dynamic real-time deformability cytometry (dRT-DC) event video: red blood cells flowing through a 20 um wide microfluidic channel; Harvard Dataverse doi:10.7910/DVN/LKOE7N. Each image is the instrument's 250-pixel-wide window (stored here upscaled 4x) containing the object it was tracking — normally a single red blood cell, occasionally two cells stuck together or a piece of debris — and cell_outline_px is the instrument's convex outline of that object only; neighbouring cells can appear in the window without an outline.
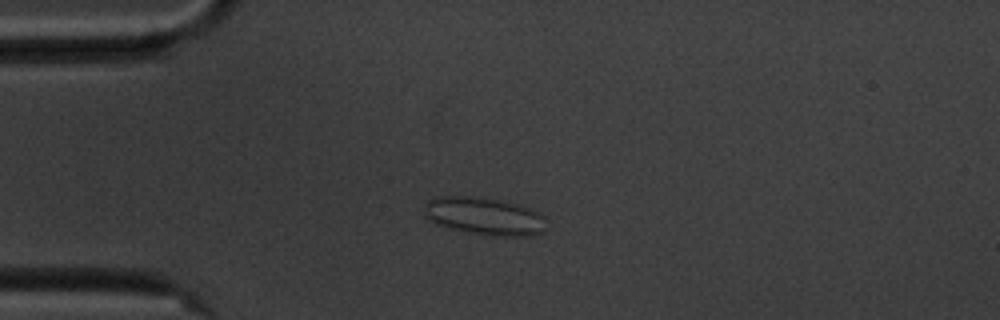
{"species": "common noctule bat (a hibernating species)", "species_latin": "Nyctalus noctula", "temperature_condition": "cold", "stored_images_in_passage": 44, "camera_frame_rate_fps": 3000, "um_per_image_px": 0.085, "animal": {"sex": "male", "body_mass_g": 20.1, "forearm_length_mm": 53.5}, "frame": {"image": 1, "passage_image": 1, "time_ms": 0.0, "image_size_px": [1000, 320], "cell_outline_px": [[544, 232], [528, 236], [496, 236], [468, 232], [448, 228], [436, 224], [428, 220], [424, 216], [424, 204], [428, 200], [436, 196], [472, 196], [504, 200], [520, 204], [540, 212], [544, 216]], "centroid_in_image_um": [41.15, 18.36], "position_along_channel_um": 43.9, "area_um2": 27.28}}
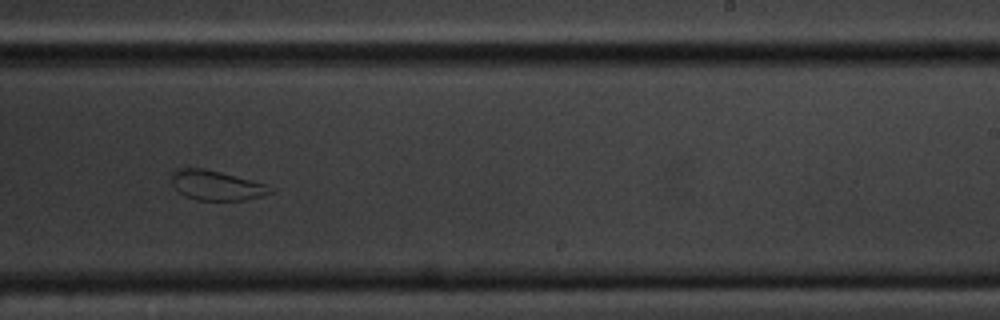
{"frame": {"image": 2, "passage_image": 22, "time_ms": 7.0, "image_size_px": [1000, 320], "cell_outline_px": [[276, 192], [244, 200], [196, 200], [184, 196], [172, 184], [172, 172], [176, 168], [204, 168], [268, 184], [276, 188]], "centroid_in_image_um": [18.44, 15.76], "position_along_channel_um": 270.6, "area_um2": 17.28}}
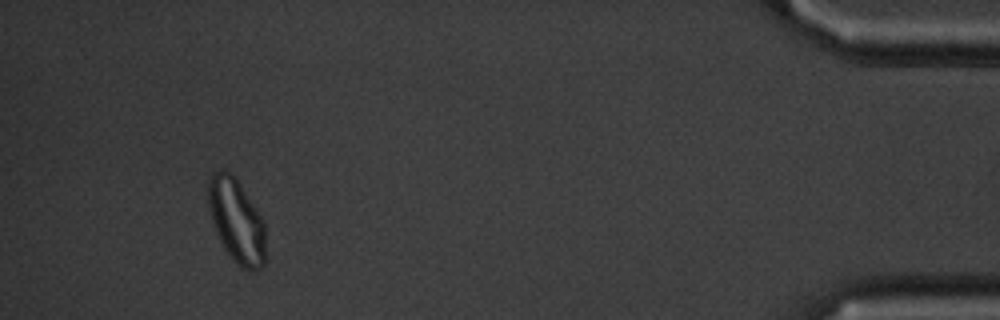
{"frame": {"image": 3, "passage_image": 40, "time_ms": 13.0, "image_size_px": [1000, 320], "cell_outline_px": [[268, 260], [256, 272], [248, 272], [240, 268], [228, 256], [216, 232], [208, 208], [208, 180], [212, 172], [220, 168], [228, 172], [236, 180], [264, 220]], "centroid_in_image_um": [20.14, 18.87], "position_along_channel_um": 415.1, "area_um2": 28.67}, "authors_computed_cell_mechanics": {"area_um2": 20.5479, "velocity_mm_per_s": 3.5166, "shape_relaxation_time_tau1_ms": null, "shape_relaxation_time_tau2_ms": 0.9629, "deformation_change_tau1": null, "deformation_change_tau2": 0.0817}}